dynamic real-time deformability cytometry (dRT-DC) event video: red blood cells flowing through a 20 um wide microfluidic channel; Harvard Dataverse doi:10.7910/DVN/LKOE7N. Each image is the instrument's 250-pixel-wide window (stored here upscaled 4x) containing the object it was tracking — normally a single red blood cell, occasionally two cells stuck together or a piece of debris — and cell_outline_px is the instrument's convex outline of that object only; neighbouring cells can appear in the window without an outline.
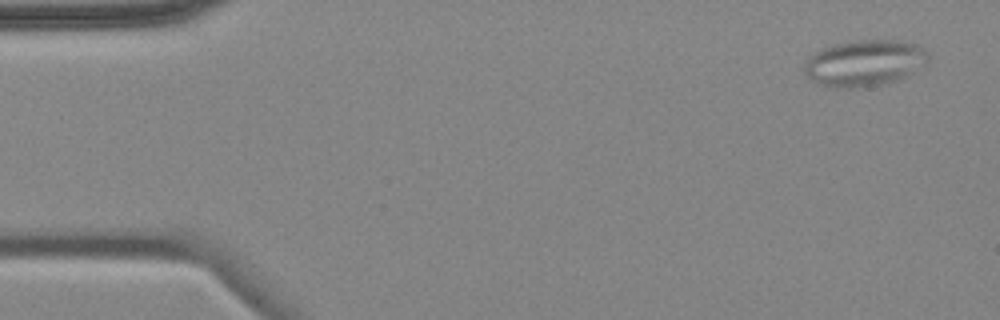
{"species": "common noctule bat (a hibernating species)", "species_latin": "Nyctalus noctula", "temperature_condition": "cold", "stored_images_in_passage": 14, "camera_frame_rate_fps": 3000, "um_per_image_px": 0.085, "animal": {"sex": "female", "body_mass_g": 18.4}, "frame": {"image": 1, "passage_image": 1, "time_ms": 0.0, "image_size_px": [1000, 320], "cell_outline_px": [[928, 60], [908, 76], [896, 80], [876, 84], [848, 88], [824, 84], [812, 80], [804, 72], [804, 64], [816, 52], [832, 44], [856, 40], [896, 40], [916, 44], [928, 52]], "centroid_in_image_um": [73.5, 5.32], "position_along_channel_um": 11.5, "area_um2": 32.6}}
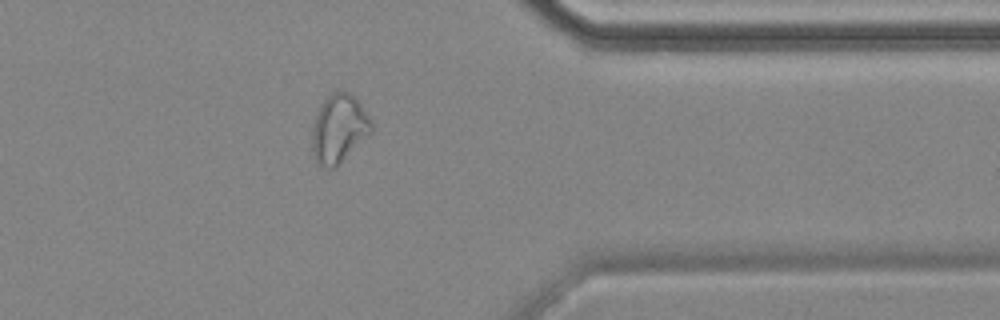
{"frame": {"image": 2, "passage_image": 12, "time_ms": 14.0, "image_size_px": [1000, 320], "cell_outline_px": [[372, 132], [336, 168], [328, 168], [320, 164], [312, 156], [312, 128], [320, 104], [336, 88], [348, 92], [356, 96], [372, 120]], "centroid_in_image_um": [28.82, 10.9], "position_along_channel_um": 382.6, "area_um2": 24.04}}